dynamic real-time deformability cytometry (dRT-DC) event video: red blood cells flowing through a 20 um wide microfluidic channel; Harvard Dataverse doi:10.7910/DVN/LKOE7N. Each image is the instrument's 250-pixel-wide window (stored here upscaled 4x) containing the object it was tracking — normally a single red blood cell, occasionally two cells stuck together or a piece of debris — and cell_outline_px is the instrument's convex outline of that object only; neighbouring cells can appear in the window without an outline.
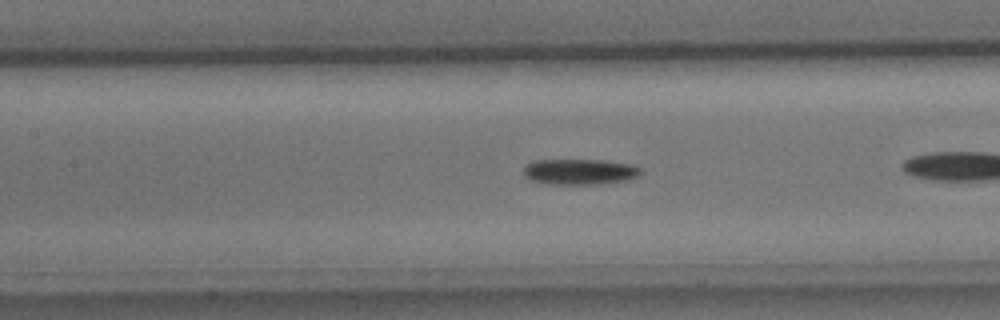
{"species": "common noctule bat (a hibernating species)", "species_latin": "Nyctalus noctula", "temperature_condition": "cold", "stored_images_in_passage": 26, "camera_frame_rate_fps": 3000, "um_per_image_px": 0.085, "animal": {"sex": "male", "body_mass_g": 15.6}, "frame": {"image": 1, "passage_image": 8, "time_ms": 2.333, "image_size_px": [1000, 320], "cell_outline_px": [[644, 172], [640, 176], [632, 180], [600, 184], [548, 184], [528, 180], [524, 176], [524, 168], [528, 164], [536, 160], [604, 160], [632, 164], [640, 168]], "centroid_in_image_um": [49.34, 14.61], "position_along_channel_um": 158.1, "area_um2": 17.92}}